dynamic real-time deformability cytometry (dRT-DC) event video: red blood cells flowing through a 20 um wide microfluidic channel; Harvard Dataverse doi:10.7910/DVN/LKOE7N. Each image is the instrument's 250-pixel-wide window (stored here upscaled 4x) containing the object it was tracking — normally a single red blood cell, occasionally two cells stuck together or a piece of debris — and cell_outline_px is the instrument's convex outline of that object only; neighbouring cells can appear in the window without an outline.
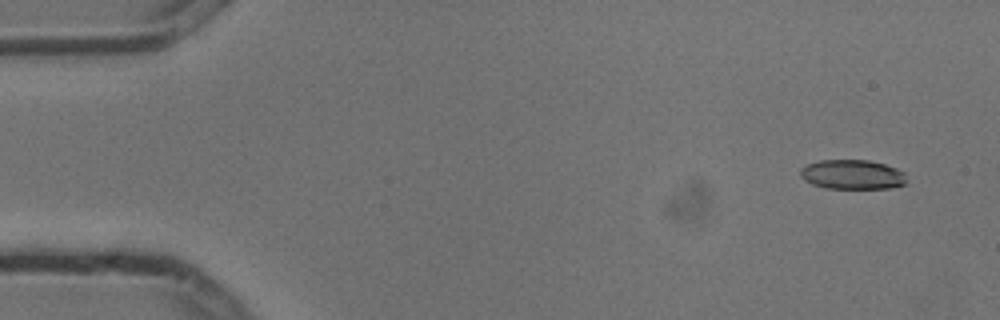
{"species": "common noctule bat (a hibernating species)", "species_latin": "Nyctalus noctula", "temperature_condition": "cold", "stored_images_in_passage": 4, "camera_frame_rate_fps": 3000, "um_per_image_px": 0.085, "animal": {"sex": "male", "body_mass_g": 13.3}, "frame": {"image": 1, "passage_image": 1, "time_ms": 0.0, "image_size_px": [1000, 320], "cell_outline_px": [[904, 184], [892, 188], [824, 188], [812, 184], [804, 180], [800, 176], [800, 168], [808, 164], [820, 160], [868, 160], [884, 164], [896, 168], [904, 172]], "centroid_in_image_um": [72.41, 14.83], "position_along_channel_um": 12.6, "area_um2": 18.21}}
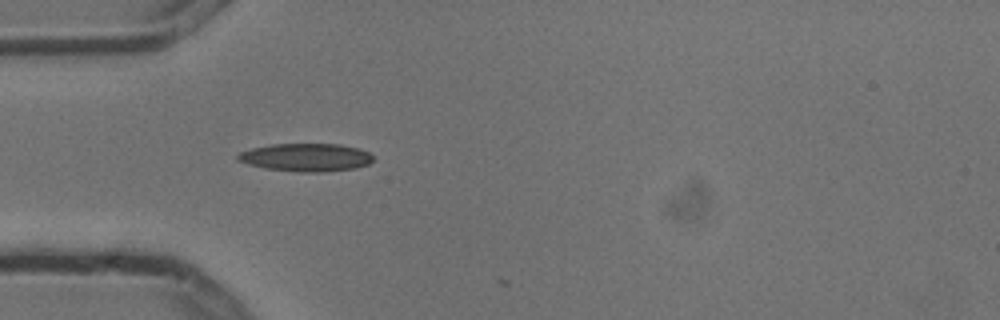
{"frame": {"image": 2, "passage_image": 4, "time_ms": 1.0, "image_size_px": [1000, 320], "cell_outline_px": [[372, 160], [368, 164], [356, 168], [324, 172], [300, 172], [264, 168], [248, 164], [236, 160], [236, 156], [240, 152], [252, 148], [272, 144], [340, 144], [360, 148], [368, 152], [372, 156]], "centroid_in_image_um": [26.0, 13.38], "position_along_channel_um": 59.0, "area_um2": 22.14}}